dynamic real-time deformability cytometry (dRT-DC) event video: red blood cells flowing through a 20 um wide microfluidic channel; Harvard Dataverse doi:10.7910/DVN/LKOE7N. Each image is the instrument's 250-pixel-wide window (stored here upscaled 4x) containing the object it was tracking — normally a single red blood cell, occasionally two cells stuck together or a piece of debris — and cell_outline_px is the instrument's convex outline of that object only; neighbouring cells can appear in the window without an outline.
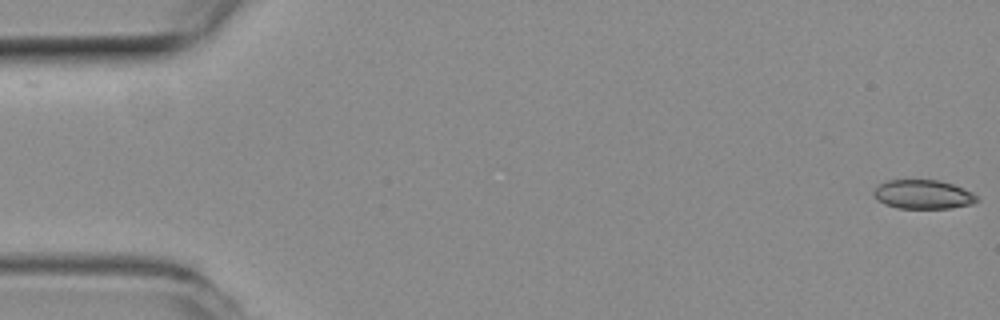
{"species": "common noctule bat (a hibernating species)", "species_latin": "Nyctalus noctula", "temperature_condition": "room temperature", "stored_images_in_passage": 13, "camera_frame_rate_fps": 3000, "um_per_image_px": 0.085, "animal": {"sex": "female", "body_mass_g": 19.3, "forearm_length_mm": 54.1}, "frame": {"image": 1, "passage_image": 1, "time_ms": 0.0, "image_size_px": [1000, 320], "cell_outline_px": [[980, 200], [972, 204], [952, 208], [896, 208], [884, 204], [872, 192], [876, 184], [888, 180], [940, 180], [964, 188], [972, 192]], "centroid_in_image_um": [78.46, 16.52], "position_along_channel_um": 6.5, "area_um2": 17.57}}